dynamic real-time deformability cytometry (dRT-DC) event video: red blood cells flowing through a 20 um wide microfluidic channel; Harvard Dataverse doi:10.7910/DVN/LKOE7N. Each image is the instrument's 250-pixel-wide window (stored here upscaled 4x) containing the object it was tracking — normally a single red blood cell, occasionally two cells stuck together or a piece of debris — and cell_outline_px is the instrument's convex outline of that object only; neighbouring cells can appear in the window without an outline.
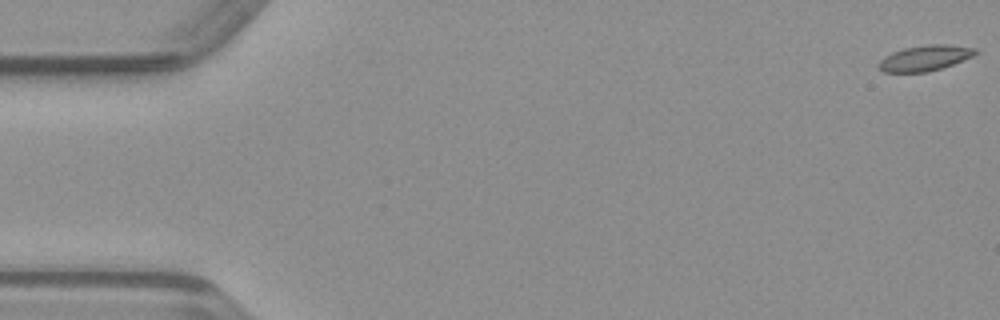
{"species": "common noctule bat (a hibernating species)", "species_latin": "Nyctalus noctula", "temperature_condition": "warm", "stored_images_in_passage": 10, "camera_frame_rate_fps": 3000, "um_per_image_px": 0.085, "animal": {"sex": "male", "body_mass_g": 23.1, "forearm_length_mm": 52.7}, "frame": {"image": 1, "passage_image": 1, "time_ms": 0.0, "image_size_px": [1000, 320], "cell_outline_px": [[980, 52], [972, 56], [952, 64], [928, 72], [884, 72], [876, 64], [884, 56], [892, 52], [904, 48], [928, 44], [944, 44], [976, 48]], "centroid_in_image_um": [78.6, 4.93], "position_along_channel_um": 6.4, "area_um2": 14.33}}